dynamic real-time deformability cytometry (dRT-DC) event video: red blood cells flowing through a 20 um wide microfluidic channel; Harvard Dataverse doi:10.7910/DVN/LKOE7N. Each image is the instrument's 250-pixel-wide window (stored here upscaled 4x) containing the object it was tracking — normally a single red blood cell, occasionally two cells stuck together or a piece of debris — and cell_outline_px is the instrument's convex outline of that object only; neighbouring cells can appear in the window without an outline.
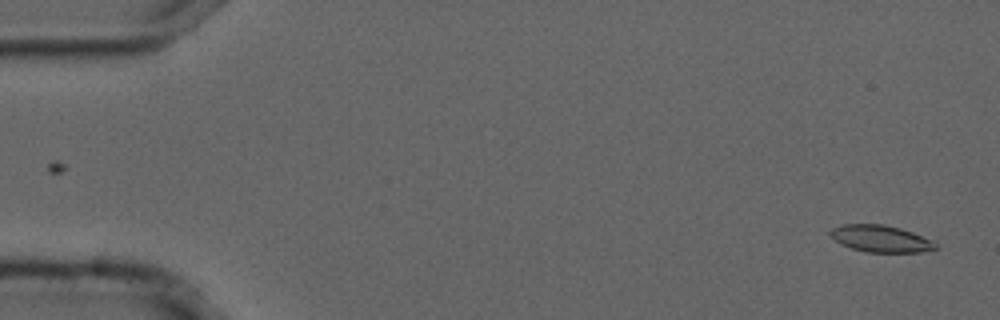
{"species": "common noctule bat (a hibernating species)", "species_latin": "Nyctalus noctula", "temperature_condition": "cold", "stored_images_in_passage": 16, "camera_frame_rate_fps": 3000, "um_per_image_px": 0.085, "animal": {"sex": "male", "forearm_length_mm": 52.5}, "frame": {"image": 1, "passage_image": 2, "time_ms": 0.333, "image_size_px": [1000, 320], "cell_outline_px": [[936, 248], [920, 252], [868, 252], [852, 248], [840, 244], [828, 232], [832, 228], [844, 224], [884, 224], [900, 228], [912, 232], [932, 240], [936, 244]], "centroid_in_image_um": [74.84, 20.28], "position_along_channel_um": 10.2, "area_um2": 16.3}}
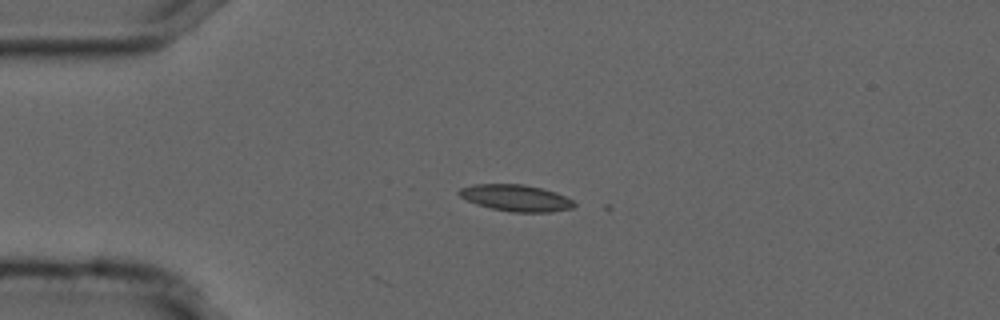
{"frame": {"image": 2, "passage_image": 13, "time_ms": 4.0, "image_size_px": [1000, 320], "cell_outline_px": [[576, 204], [572, 208], [552, 212], [512, 212], [492, 208], [476, 204], [460, 196], [456, 192], [460, 188], [472, 184], [524, 184], [556, 192], [572, 200]], "centroid_in_image_um": [43.84, 16.82], "position_along_channel_um": 41.2, "area_um2": 17.74}}